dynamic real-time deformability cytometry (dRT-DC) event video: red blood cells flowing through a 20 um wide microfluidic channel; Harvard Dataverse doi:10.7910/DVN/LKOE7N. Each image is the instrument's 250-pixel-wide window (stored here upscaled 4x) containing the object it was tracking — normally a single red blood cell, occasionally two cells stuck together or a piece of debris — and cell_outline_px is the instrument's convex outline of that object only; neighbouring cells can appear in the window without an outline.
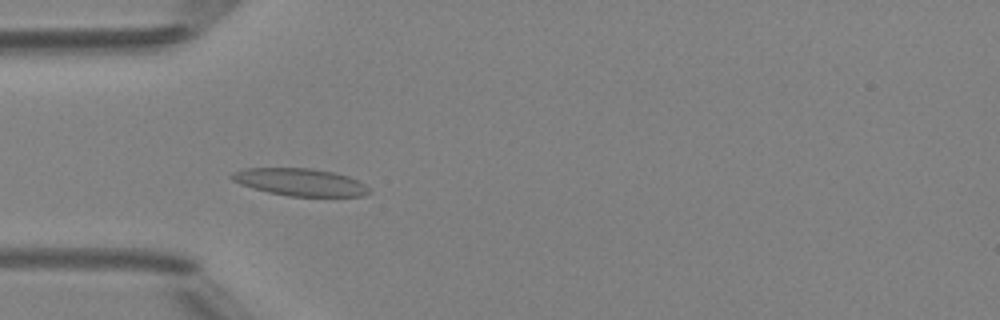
{"species": "Egyptian fruit bat (a non-hibernating species)", "species_latin": "Rousettus aegyptiacus", "temperature_condition": "room temperature", "stored_images_in_passage": 49, "camera_frame_rate_fps": 3000, "um_per_image_px": 0.085, "animal": {"sex": "female"}, "frame": {"image": 1, "passage_image": 15, "time_ms": 4.667, "image_size_px": [1000, 320], "cell_outline_px": [[372, 192], [364, 196], [288, 196], [268, 192], [252, 188], [240, 184], [232, 180], [228, 176], [232, 172], [244, 168], [312, 168], [332, 172], [348, 176], [364, 184]], "centroid_in_image_um": [25.47, 15.48], "position_along_channel_um": 59.5, "area_um2": 21.96}}
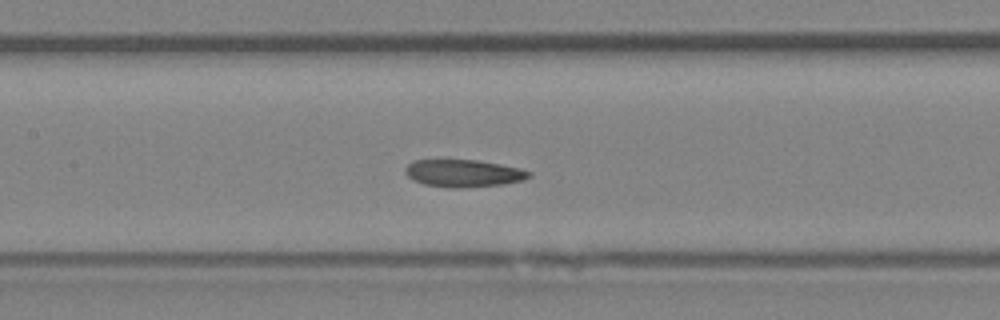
{"frame": {"image": 2, "passage_image": 23, "time_ms": 7.333, "image_size_px": [1000, 320], "cell_outline_px": [[532, 176], [524, 180], [504, 184], [460, 188], [448, 188], [424, 184], [408, 176], [404, 172], [404, 168], [412, 160], [476, 160], [500, 164], [520, 168], [532, 172]], "centroid_in_image_um": [39.42, 14.73], "position_along_channel_um": 168.0, "area_um2": 19.83}}
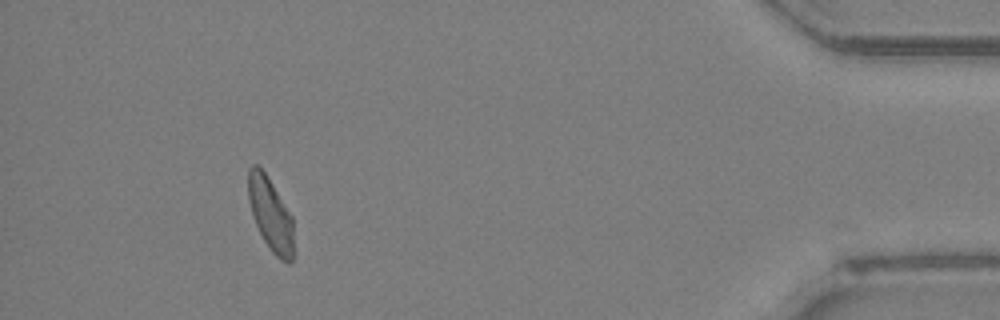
{"frame": {"image": 3, "passage_image": 45, "time_ms": 14.667, "image_size_px": [1000, 320], "cell_outline_px": [[292, 260], [288, 264], [280, 260], [272, 252], [264, 240], [252, 216], [248, 200], [248, 168], [252, 164], [256, 164], [264, 172], [272, 184], [292, 216]], "centroid_in_image_um": [22.97, 18.21], "position_along_channel_um": 412.2, "area_um2": 19.07}, "authors_computed_cell_mechanics": {"area_um2": 20.3456, "velocity_mm_per_s": 4.1846, "shape_relaxation_time_tau1_ms": null, "shape_relaxation_time_tau2_ms": 3.6988, "deformation_change_tau1": null, "deformation_change_tau2": 0.1074}}